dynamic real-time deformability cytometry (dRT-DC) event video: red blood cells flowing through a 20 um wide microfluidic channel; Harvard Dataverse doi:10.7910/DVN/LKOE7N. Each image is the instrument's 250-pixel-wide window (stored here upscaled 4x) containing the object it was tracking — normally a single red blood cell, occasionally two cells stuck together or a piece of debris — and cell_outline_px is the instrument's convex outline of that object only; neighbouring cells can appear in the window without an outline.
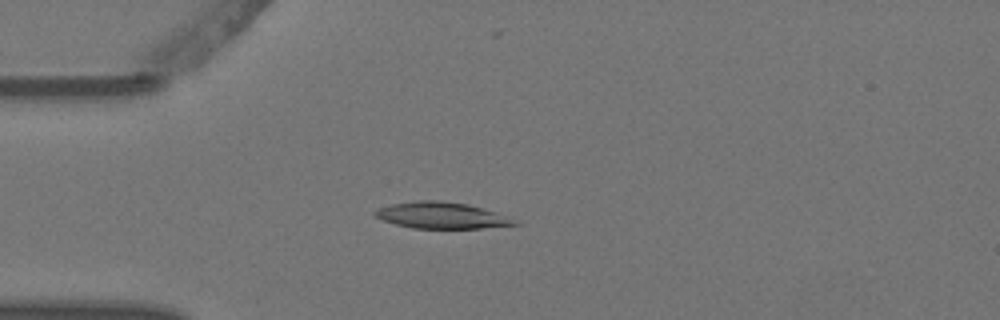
{"species": "Egyptian fruit bat (a non-hibernating species)", "species_latin": "Rousettus aegyptiacus", "temperature_condition": "warm", "stored_images_in_passage": 4, "camera_frame_rate_fps": 3000, "um_per_image_px": 0.085, "animal": {"sex": "female"}, "frame": {"image": 1, "passage_image": 3, "time_ms": 0.667, "image_size_px": [1000, 320], "cell_outline_px": [[520, 224], [480, 228], [412, 228], [396, 224], [384, 220], [376, 216], [372, 212], [380, 208], [392, 204], [420, 200], [440, 200], [468, 204], [496, 212], [516, 220]], "centroid_in_image_um": [37.54, 18.3], "position_along_channel_um": 47.5, "area_um2": 21.15}}